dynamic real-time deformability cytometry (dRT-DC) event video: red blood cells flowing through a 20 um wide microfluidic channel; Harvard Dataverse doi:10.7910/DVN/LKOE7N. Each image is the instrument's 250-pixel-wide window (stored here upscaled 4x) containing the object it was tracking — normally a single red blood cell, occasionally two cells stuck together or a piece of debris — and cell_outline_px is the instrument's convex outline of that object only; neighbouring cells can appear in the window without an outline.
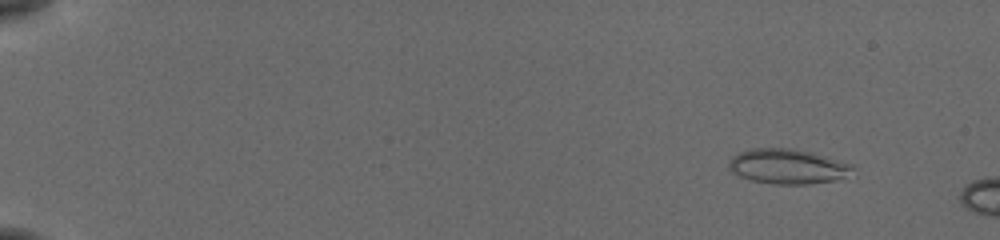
{"species": "common noctule bat (a hibernating species)", "species_latin": "Nyctalus noctula", "temperature_condition": "cold", "stored_images_in_passage": 13, "camera_frame_rate_fps": 3000, "um_per_image_px": 0.085, "animal": {"sex": "female", "body_mass_g": 19.5, "forearm_length_mm": 54.1}, "frame": {"image": 1, "passage_image": 6, "time_ms": 1.667, "image_size_px": [1000, 240], "cell_outline_px": [[856, 176], [836, 180], [808, 184], [772, 184], [752, 180], [740, 176], [732, 172], [728, 168], [728, 160], [732, 156], [748, 148], [788, 148], [812, 152], [852, 164]], "centroid_in_image_um": [67.0, 14.15], "position_along_channel_um": 18.0, "area_um2": 25.61}}